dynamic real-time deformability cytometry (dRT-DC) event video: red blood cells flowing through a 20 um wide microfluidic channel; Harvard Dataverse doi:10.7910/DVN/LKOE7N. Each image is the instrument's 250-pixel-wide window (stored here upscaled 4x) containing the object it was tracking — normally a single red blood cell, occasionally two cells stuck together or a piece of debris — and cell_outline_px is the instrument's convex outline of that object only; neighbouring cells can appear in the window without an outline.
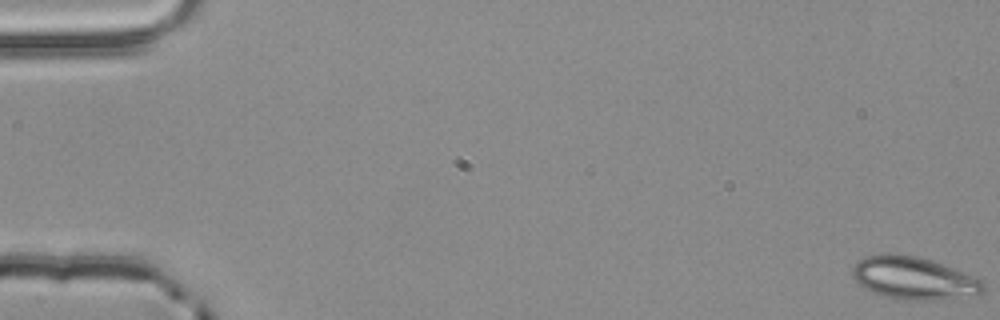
{"species": "common noctule bat (a hibernating species)", "species_latin": "Nyctalus noctula", "temperature_condition": "room temperature", "stored_images_in_passage": 55, "camera_frame_rate_fps": 3000, "um_per_image_px": 0.085, "animal": {"sex": "male", "body_mass_g": 20.4}, "frame": {"image": 1, "passage_image": 1, "time_ms": 0.0, "image_size_px": [1000, 320], "cell_outline_px": [[984, 292], [976, 296], [936, 300], [900, 300], [884, 296], [872, 292], [864, 288], [852, 276], [852, 268], [864, 256], [880, 252], [892, 252], [916, 256], [932, 260], [976, 276], [984, 284]], "centroid_in_image_um": [77.68, 23.63], "position_along_channel_um": 7.3, "area_um2": 33.12}}
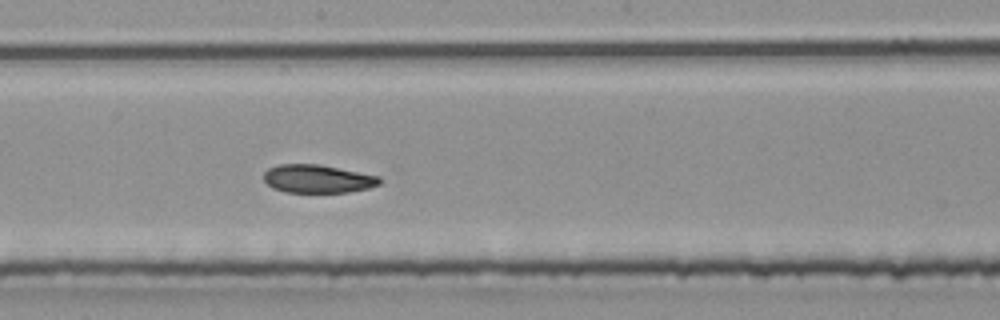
{"frame": {"image": 2, "passage_image": 31, "time_ms": 10.0, "image_size_px": [1000, 320], "cell_outline_px": [[380, 184], [368, 188], [348, 192], [284, 192], [272, 188], [264, 180], [264, 172], [268, 168], [280, 164], [320, 164], [380, 176]], "centroid_in_image_um": [26.99, 15.19], "position_along_channel_um": 221.2, "area_um2": 19.07}}
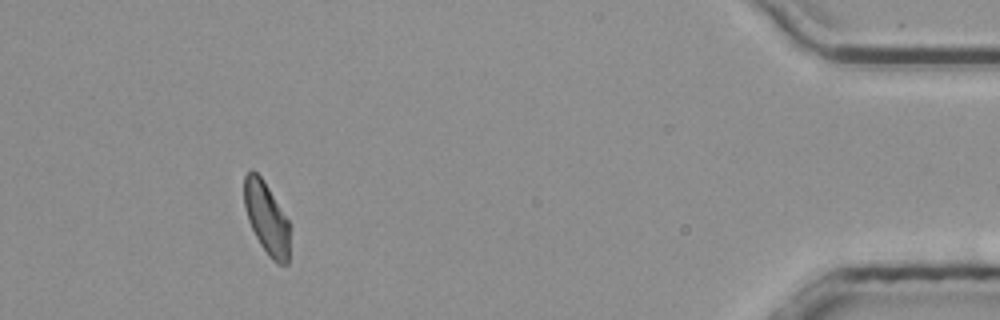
{"frame": {"image": 3, "passage_image": 51, "time_ms": 16.667, "image_size_px": [1000, 320], "cell_outline_px": [[292, 228], [288, 264], [276, 264], [268, 256], [260, 244], [248, 220], [244, 208], [244, 176], [248, 172], [256, 172], [264, 180], [288, 220]], "centroid_in_image_um": [22.7, 18.6], "position_along_channel_um": 412.5, "area_um2": 19.48}, "authors_computed_cell_mechanics": {"area_um2": 20.23, "velocity_mm_per_s": 3.8519, "shape_relaxation_time_tau1_ms": null, "shape_relaxation_time_tau2_ms": 9.6336, "deformation_change_tau1": null, "deformation_change_tau2": 0.1563}}